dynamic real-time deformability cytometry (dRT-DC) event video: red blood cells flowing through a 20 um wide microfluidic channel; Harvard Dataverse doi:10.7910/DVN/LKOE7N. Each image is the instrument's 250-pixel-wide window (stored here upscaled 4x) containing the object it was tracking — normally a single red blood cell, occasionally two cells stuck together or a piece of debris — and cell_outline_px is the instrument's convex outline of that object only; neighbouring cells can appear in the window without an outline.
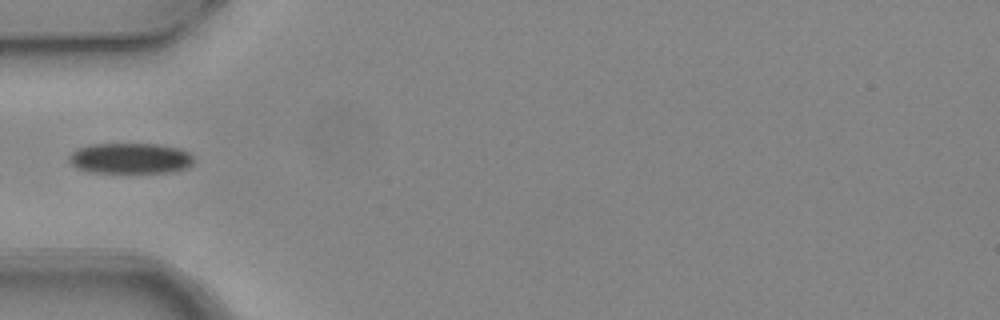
{"species": "common noctule bat (a hibernating species)", "species_latin": "Nyctalus noctula", "temperature_condition": "warm", "stored_images_in_passage": 4, "camera_frame_rate_fps": 3000, "um_per_image_px": 0.085, "animal": {"sex": "female", "body_mass_g": 24.6, "forearm_length_mm": 56.2}, "frame": {"image": 1, "passage_image": 3, "time_ms": 0.667, "image_size_px": [1000, 320], "cell_outline_px": [[192, 164], [188, 168], [172, 172], [88, 172], [76, 168], [68, 160], [68, 156], [76, 148], [92, 144], [156, 144], [180, 148], [188, 152], [192, 156]], "centroid_in_image_um": [11.05, 13.46], "position_along_channel_um": 73.9, "area_um2": 22.37}}